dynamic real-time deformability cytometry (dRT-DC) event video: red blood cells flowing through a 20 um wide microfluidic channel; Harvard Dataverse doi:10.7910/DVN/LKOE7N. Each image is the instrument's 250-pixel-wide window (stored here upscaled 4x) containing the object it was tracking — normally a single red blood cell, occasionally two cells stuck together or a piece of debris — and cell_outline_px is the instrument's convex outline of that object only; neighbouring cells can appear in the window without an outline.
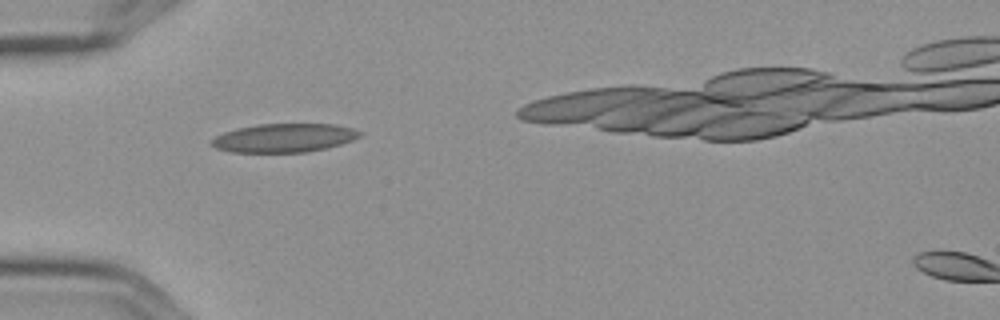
{"species": "Egyptian fruit bat (a non-hibernating species)", "species_latin": "Rousettus aegyptiacus", "temperature_condition": "cold", "stored_images_in_passage": 2, "camera_frame_rate_fps": 3000, "um_per_image_px": 0.085, "frame": {"image": 1, "passage_image": 1, "time_ms": 0.0, "image_size_px": [1000, 320], "cell_outline_px": [[364, 132], [360, 136], [352, 140], [328, 148], [308, 152], [232, 152], [216, 148], [208, 144], [208, 140], [224, 132], [236, 128], [260, 124], [336, 124], [352, 128]], "centroid_in_image_um": [24.13, 11.72], "position_along_channel_um": 60.9, "area_um2": 24.97}}
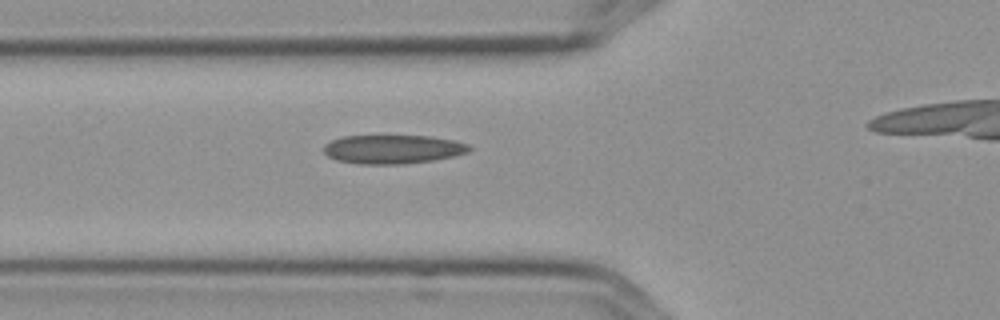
{"frame": {"image": 2, "passage_image": 2, "time_ms": 0.333, "image_size_px": [1000, 320], "cell_outline_px": [[472, 148], [468, 152], [452, 156], [432, 160], [404, 164], [360, 164], [336, 160], [328, 156], [324, 152], [324, 144], [332, 140], [344, 136], [432, 136], [456, 140], [468, 144]], "centroid_in_image_um": [33.4, 12.68], "position_along_channel_um": 92.4, "area_um2": 24.45}}